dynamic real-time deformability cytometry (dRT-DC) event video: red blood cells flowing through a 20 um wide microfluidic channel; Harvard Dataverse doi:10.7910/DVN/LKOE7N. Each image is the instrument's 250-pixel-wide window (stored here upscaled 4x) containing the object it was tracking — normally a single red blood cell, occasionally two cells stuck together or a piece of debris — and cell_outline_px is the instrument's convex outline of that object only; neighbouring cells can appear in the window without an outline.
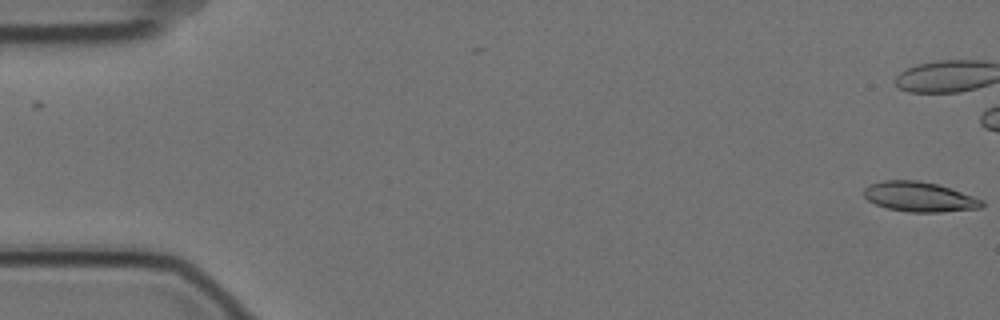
{"species": "Egyptian fruit bat (a non-hibernating species)", "species_latin": "Rousettus aegyptiacus", "temperature_condition": "cold", "stored_images_in_passage": 47, "camera_frame_rate_fps": 3000, "um_per_image_px": 0.085, "animal": {"sex": "female"}, "frame": {"image": 1, "passage_image": 1, "time_ms": 0.0, "image_size_px": [1000, 320], "cell_outline_px": [[984, 204], [980, 208], [940, 212], [908, 212], [888, 208], [876, 204], [868, 200], [864, 196], [864, 188], [868, 184], [884, 180], [920, 180], [936, 184], [984, 200]], "centroid_in_image_um": [78.11, 16.72], "position_along_channel_um": 6.9, "area_um2": 20.4}}